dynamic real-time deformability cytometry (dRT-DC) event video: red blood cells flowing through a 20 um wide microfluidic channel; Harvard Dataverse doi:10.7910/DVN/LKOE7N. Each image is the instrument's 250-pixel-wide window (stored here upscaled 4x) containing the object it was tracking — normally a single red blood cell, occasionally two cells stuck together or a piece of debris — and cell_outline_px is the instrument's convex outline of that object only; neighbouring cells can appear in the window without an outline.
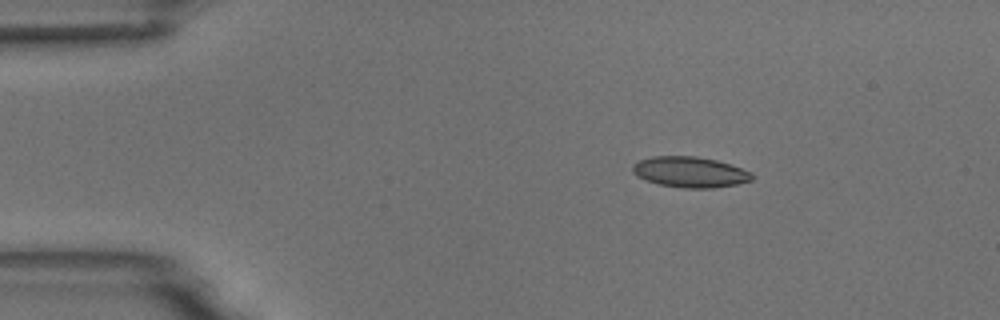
{"species": "common noctule bat (a hibernating species)", "species_latin": "Nyctalus noctula", "temperature_condition": "room temperature", "stored_images_in_passage": 5, "camera_frame_rate_fps": 3000, "um_per_image_px": 0.085, "animal": {"sex": "male", "body_mass_g": 18.8}, "frame": {"image": 1, "passage_image": 2, "time_ms": 2.0, "image_size_px": [1000, 320], "cell_outline_px": [[752, 180], [736, 184], [712, 188], [684, 188], [660, 184], [644, 180], [636, 176], [632, 172], [632, 164], [640, 160], [652, 156], [696, 156], [716, 160], [752, 172]], "centroid_in_image_um": [58.6, 14.62], "position_along_channel_um": 26.4, "area_um2": 21.27}}